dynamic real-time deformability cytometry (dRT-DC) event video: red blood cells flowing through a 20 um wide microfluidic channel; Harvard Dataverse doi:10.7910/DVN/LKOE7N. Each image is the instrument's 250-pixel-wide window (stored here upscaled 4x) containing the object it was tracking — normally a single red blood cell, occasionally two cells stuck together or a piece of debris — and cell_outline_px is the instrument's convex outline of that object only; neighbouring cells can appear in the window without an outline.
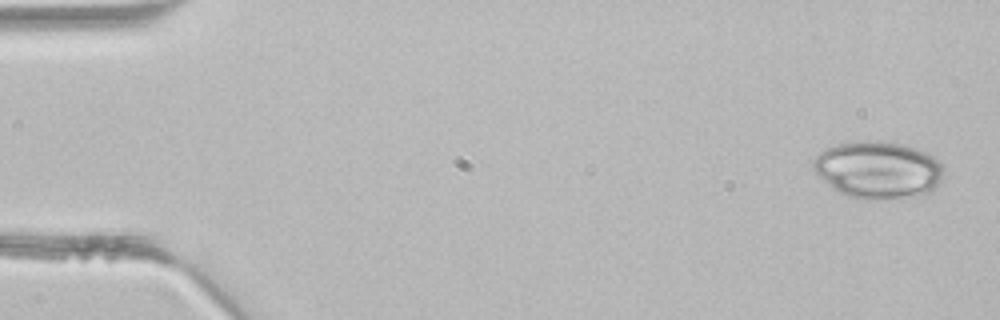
{"species": "common noctule bat (a hibernating species)", "species_latin": "Nyctalus noctula", "temperature_condition": "room temperature", "stored_images_in_passage": 4, "camera_frame_rate_fps": 3000, "um_per_image_px": 0.085, "animal": {"sex": "male", "body_mass_g": 21.5, "forearm_length_mm": 52.0}, "frame": {"image": 1, "passage_image": 1, "time_ms": 0.0, "image_size_px": [1000, 320], "cell_outline_px": [[944, 172], [936, 188], [932, 192], [876, 200], [868, 200], [848, 196], [840, 192], [820, 176], [812, 168], [812, 164], [816, 156], [820, 152], [836, 144], [864, 140], [876, 140], [904, 144], [916, 148], [932, 156], [944, 164]], "centroid_in_image_um": [74.66, 14.42], "position_along_channel_um": 10.3, "area_um2": 43.23}}